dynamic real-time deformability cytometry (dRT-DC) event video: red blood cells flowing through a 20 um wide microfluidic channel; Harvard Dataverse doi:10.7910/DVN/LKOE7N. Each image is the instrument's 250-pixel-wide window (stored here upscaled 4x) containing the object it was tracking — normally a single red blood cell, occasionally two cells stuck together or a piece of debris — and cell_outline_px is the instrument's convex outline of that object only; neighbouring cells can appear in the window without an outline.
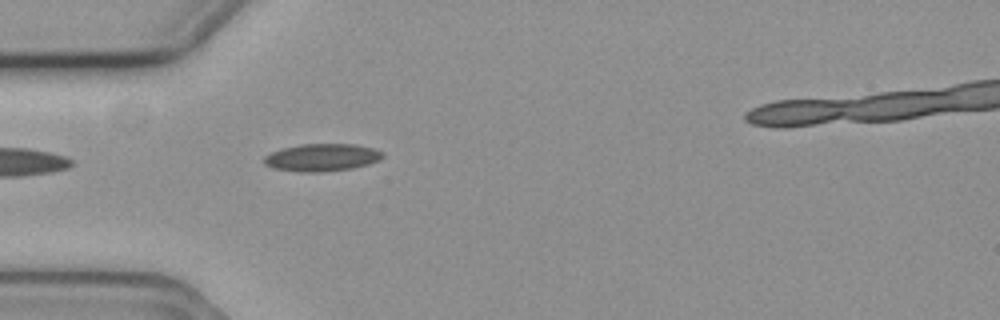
{"species": "common noctule bat (a hibernating species)", "species_latin": "Nyctalus noctula", "temperature_condition": "cold", "stored_images_in_passage": 1, "camera_frame_rate_fps": 3000, "um_per_image_px": 0.085, "animal": {"sex": "female", "body_mass_g": 19.3, "forearm_length_mm": 54.1}, "frame": {"image": 1, "passage_image": 1, "time_ms": 0.0, "image_size_px": [1000, 320], "cell_outline_px": [[384, 156], [380, 160], [368, 164], [352, 168], [320, 172], [304, 172], [272, 168], [264, 164], [264, 156], [280, 148], [300, 144], [356, 144], [376, 148], [384, 152]], "centroid_in_image_um": [27.39, 13.37], "position_along_channel_um": 57.6, "area_um2": 19.19}}